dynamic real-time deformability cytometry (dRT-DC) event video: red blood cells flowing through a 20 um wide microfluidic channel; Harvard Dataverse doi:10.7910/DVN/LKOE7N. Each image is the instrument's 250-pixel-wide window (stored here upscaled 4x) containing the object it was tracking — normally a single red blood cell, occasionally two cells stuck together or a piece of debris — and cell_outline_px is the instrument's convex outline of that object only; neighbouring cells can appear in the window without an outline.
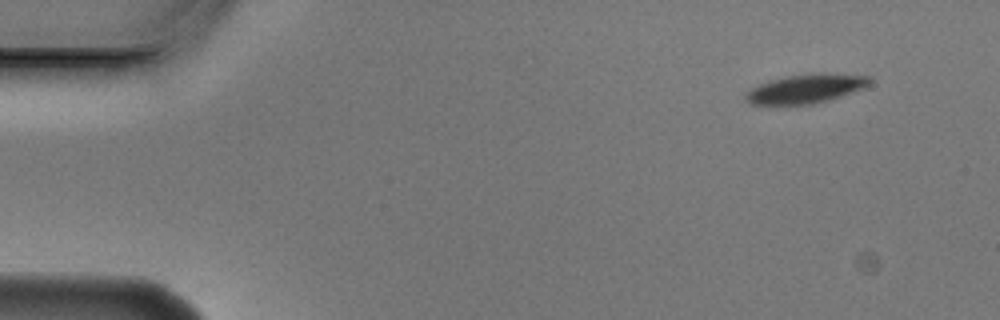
{"species": "Egyptian fruit bat (a non-hibernating species)", "species_latin": "Rousettus aegyptiacus", "temperature_condition": "cold", "stored_images_in_passage": 5, "segment_of_instrument_passage": [1, 2], "camera_frame_rate_fps": 3000, "um_per_image_px": 0.085, "animal": {"sex": "male"}, "frame": {"image": 1, "passage_image": 1, "time_ms": 0.0, "image_size_px": [1000, 320], "cell_outline_px": [[872, 80], [868, 84], [860, 88], [840, 96], [808, 104], [748, 104], [744, 100], [744, 92], [768, 80], [788, 76], [812, 72], [820, 72], [868, 76]], "centroid_in_image_um": [68.4, 7.52], "position_along_channel_um": 16.6, "area_um2": 20.69}}
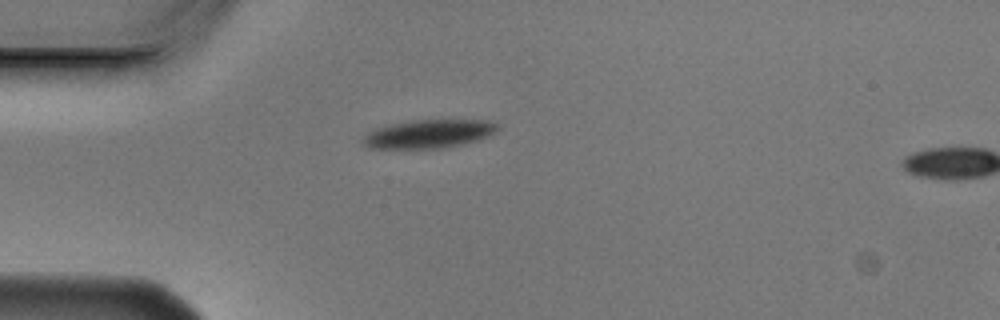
{"frame": {"image": 2, "passage_image": 4, "time_ms": 1.0, "image_size_px": [1000, 320], "cell_outline_px": [[496, 132], [488, 136], [476, 140], [460, 144], [440, 148], [372, 148], [364, 144], [364, 136], [376, 128], [388, 124], [412, 120], [488, 120], [496, 124]], "centroid_in_image_um": [36.44, 11.37], "position_along_channel_um": 48.6, "area_um2": 21.91}}